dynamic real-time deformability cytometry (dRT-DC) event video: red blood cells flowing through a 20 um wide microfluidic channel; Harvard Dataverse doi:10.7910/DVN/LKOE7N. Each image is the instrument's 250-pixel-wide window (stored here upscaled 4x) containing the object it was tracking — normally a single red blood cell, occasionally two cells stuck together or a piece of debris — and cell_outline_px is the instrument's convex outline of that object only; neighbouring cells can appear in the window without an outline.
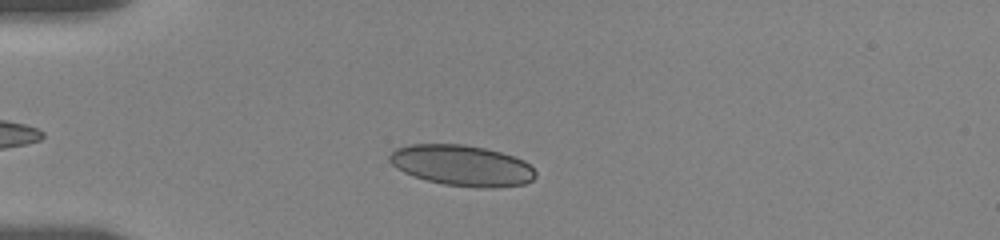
{"species": "human", "species_latin": "Homo sapiens", "temperature_condition": "room temperature", "stored_images_in_passage": 33, "camera_frame_rate_fps": 3000, "um_per_image_px": 0.085, "donor": {"sex": "female"}, "frame": {"image": 1, "passage_image": 23, "time_ms": 2.667, "image_size_px": [1000, 240], "cell_outline_px": [[536, 176], [532, 180], [524, 184], [496, 188], [476, 188], [444, 184], [428, 180], [404, 172], [396, 168], [388, 160], [388, 156], [396, 148], [412, 144], [464, 144], [484, 148], [500, 152], [524, 160], [536, 172]], "centroid_in_image_um": [39.27, 14.07], "position_along_channel_um": 45.7, "area_um2": 34.68}}